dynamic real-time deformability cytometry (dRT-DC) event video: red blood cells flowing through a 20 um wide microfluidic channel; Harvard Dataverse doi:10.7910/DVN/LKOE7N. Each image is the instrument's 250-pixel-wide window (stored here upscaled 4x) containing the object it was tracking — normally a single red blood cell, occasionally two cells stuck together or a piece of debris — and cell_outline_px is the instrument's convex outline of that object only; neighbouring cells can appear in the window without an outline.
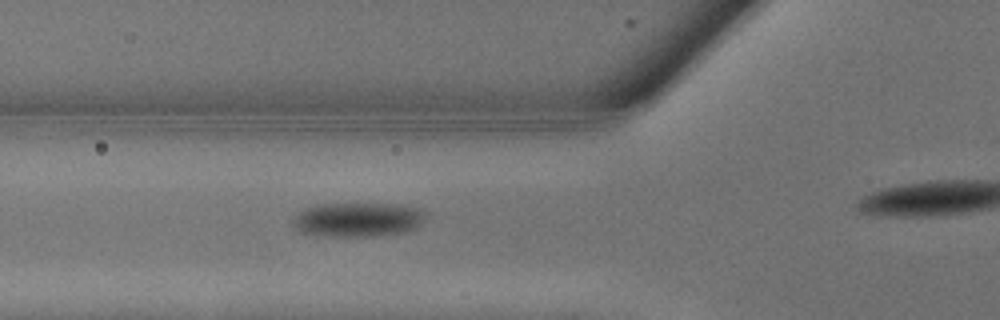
{"species": "common noctule bat (a hibernating species)", "species_latin": "Nyctalus noctula", "temperature_condition": "warm", "stored_images_in_passage": 8, "camera_frame_rate_fps": 3000, "um_per_image_px": 0.085, "animal": {"sex": "male", "body_mass_g": 13.3}, "frame": {"image": 1, "passage_image": 7, "time_ms": 2.0, "image_size_px": [1000, 320], "cell_outline_px": [[428, 216], [416, 228], [404, 232], [376, 236], [316, 236], [300, 232], [292, 224], [296, 216], [300, 212], [316, 204], [400, 204], [416, 208], [428, 212]], "centroid_in_image_um": [30.46, 18.67], "position_along_channel_um": 95.3, "area_um2": 26.65}}